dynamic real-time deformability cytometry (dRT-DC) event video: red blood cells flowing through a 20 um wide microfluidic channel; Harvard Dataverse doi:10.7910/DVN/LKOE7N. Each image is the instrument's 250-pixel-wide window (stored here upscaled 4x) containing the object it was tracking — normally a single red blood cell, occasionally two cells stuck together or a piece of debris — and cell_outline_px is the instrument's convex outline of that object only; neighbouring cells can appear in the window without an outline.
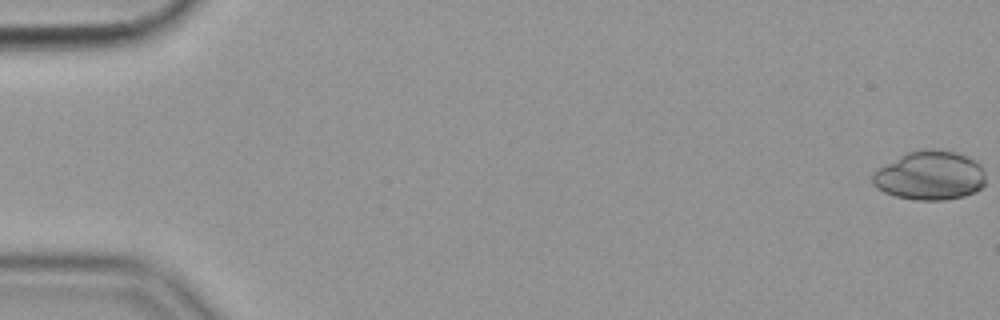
{"species": "common noctule bat (a hibernating species)", "species_latin": "Nyctalus noctula", "temperature_condition": "cold", "stored_images_in_passage": 12, "camera_frame_rate_fps": 3000, "um_per_image_px": 0.085, "animal": {"sex": "female", "body_mass_g": 19.9}, "frame": {"image": 1, "passage_image": 1, "time_ms": 0.0, "image_size_px": [1000, 320], "cell_outline_px": [[984, 184], [976, 192], [964, 196], [944, 200], [916, 200], [896, 196], [884, 192], [876, 188], [872, 184], [872, 172], [900, 156], [908, 152], [928, 148], [936, 148], [956, 152], [968, 156], [976, 160], [980, 164], [984, 172]], "centroid_in_image_um": [79.05, 14.91], "position_along_channel_um": 6.0, "area_um2": 32.54}}